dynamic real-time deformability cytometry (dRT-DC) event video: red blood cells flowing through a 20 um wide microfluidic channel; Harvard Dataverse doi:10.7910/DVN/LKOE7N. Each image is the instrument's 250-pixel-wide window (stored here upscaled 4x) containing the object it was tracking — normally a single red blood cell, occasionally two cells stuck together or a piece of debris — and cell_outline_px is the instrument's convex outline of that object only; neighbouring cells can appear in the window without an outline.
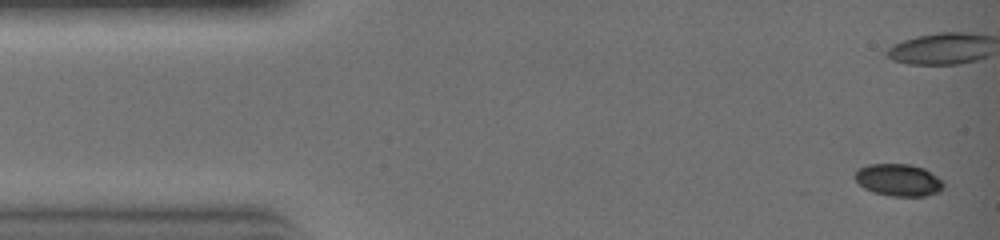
{"species": "common noctule bat (a hibernating species)", "species_latin": "Nyctalus noctula", "temperature_condition": "warm", "stored_images_in_passage": 25, "camera_frame_rate_fps": 3000, "um_per_image_px": 0.085, "animal": {"sex": "female", "body_mass_g": 19.0, "forearm_length_mm": 51.5}, "frame": {"image": 1, "passage_image": 1, "time_ms": 0.0, "image_size_px": [1000, 240], "cell_outline_px": [[944, 188], [940, 192], [924, 196], [892, 196], [872, 192], [864, 188], [856, 180], [856, 172], [860, 168], [868, 164], [908, 164], [924, 168], [936, 176], [944, 184]], "centroid_in_image_um": [76.39, 15.31], "position_along_channel_um": 8.6, "area_um2": 16.47}}